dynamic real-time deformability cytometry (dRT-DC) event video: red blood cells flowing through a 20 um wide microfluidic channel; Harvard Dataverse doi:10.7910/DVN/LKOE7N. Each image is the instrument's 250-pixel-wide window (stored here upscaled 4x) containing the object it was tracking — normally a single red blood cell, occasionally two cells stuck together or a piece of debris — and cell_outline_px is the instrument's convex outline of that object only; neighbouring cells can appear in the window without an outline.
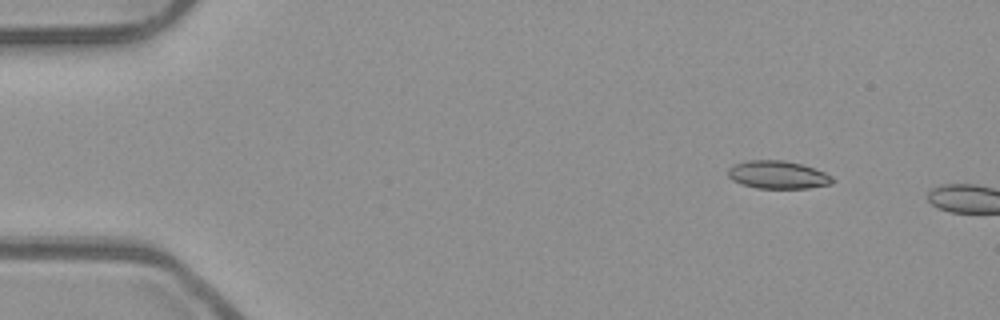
{"species": "common noctule bat (a hibernating species)", "species_latin": "Nyctalus noctula", "temperature_condition": "room temperature", "stored_images_in_passage": 5, "camera_frame_rate_fps": 3000, "um_per_image_px": 0.085, "animal": {"sex": "male", "body_mass_g": 23.1, "forearm_length_mm": 52.7}, "frame": {"image": 1, "passage_image": 2, "time_ms": 0.333, "image_size_px": [1000, 320], "cell_outline_px": [[832, 184], [808, 188], [756, 188], [740, 184], [732, 180], [728, 176], [728, 168], [732, 164], [748, 160], [784, 160], [800, 164], [824, 172], [832, 176]], "centroid_in_image_um": [66.06, 14.86], "position_along_channel_um": 18.9, "area_um2": 16.99}}